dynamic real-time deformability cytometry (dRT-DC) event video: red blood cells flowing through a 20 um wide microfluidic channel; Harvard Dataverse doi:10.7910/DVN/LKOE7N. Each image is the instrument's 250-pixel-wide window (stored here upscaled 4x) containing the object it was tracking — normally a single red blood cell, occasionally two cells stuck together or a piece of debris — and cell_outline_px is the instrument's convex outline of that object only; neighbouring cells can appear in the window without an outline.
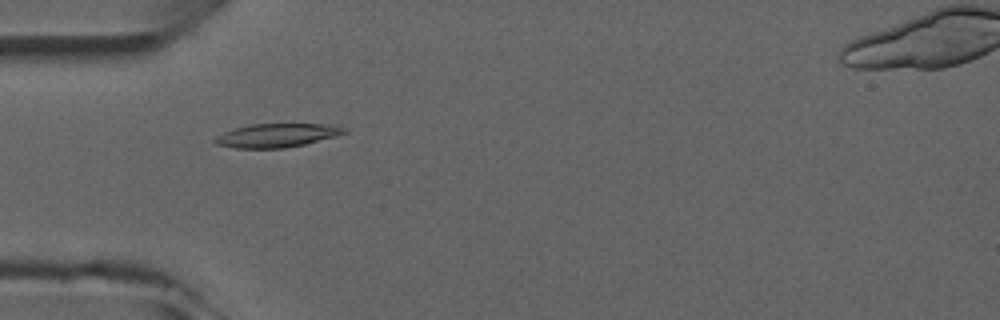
{"species": "common noctule bat (a hibernating species)", "species_latin": "Nyctalus noctula", "temperature_condition": "room temperature", "stored_images_in_passage": 7, "camera_frame_rate_fps": 3000, "um_per_image_px": 0.085, "animal": {"sex": "male", "forearm_length_mm": 52.5}, "frame": {"image": 1, "passage_image": 4, "time_ms": 4.333, "image_size_px": [1000, 320], "cell_outline_px": [[348, 132], [336, 136], [304, 144], [284, 148], [236, 148], [216, 144], [212, 140], [216, 136], [224, 132], [236, 128], [252, 124], [332, 124], [348, 128]], "centroid_in_image_um": [23.57, 11.5], "position_along_channel_um": 61.4, "area_um2": 17.8}}
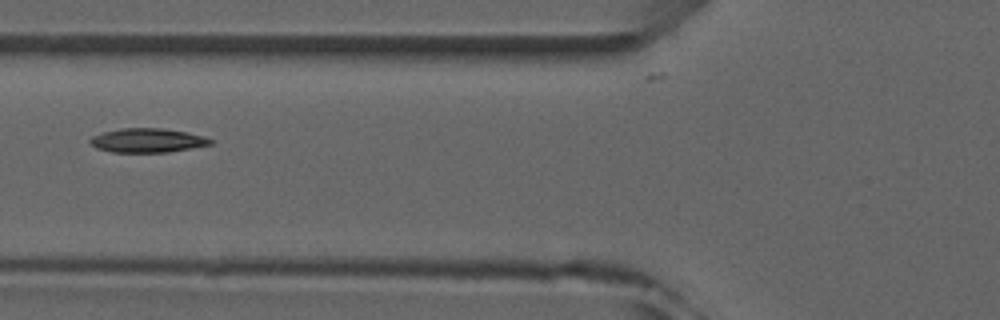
{"frame": {"image": 2, "passage_image": 5, "time_ms": 5.667, "image_size_px": [1000, 320], "cell_outline_px": [[216, 140], [212, 144], [168, 152], [112, 152], [96, 148], [88, 140], [92, 136], [104, 132], [120, 128], [164, 128], [188, 132], [204, 136]], "centroid_in_image_um": [12.56, 11.93], "position_along_channel_um": 113.2, "area_um2": 16.99}}
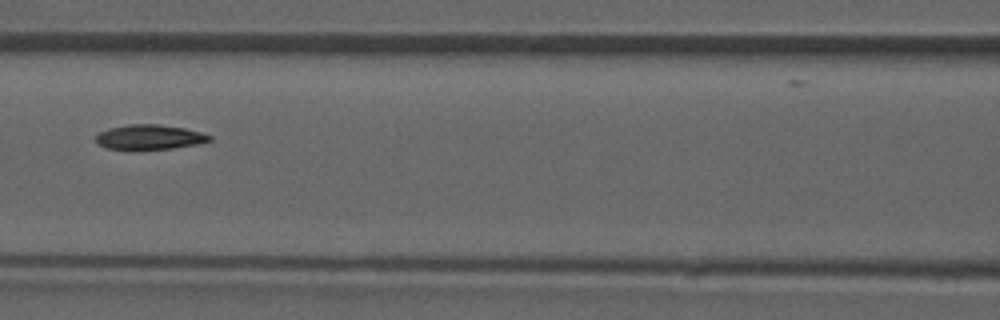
{"frame": {"image": 3, "passage_image": 6, "time_ms": 6.667, "image_size_px": [1000, 320], "cell_outline_px": [[212, 140], [200, 144], [172, 148], [104, 148], [96, 144], [96, 136], [100, 132], [108, 128], [128, 124], [156, 124], [184, 128], [200, 132], [212, 136]], "centroid_in_image_um": [12.71, 11.64], "position_along_channel_um": 153.9, "area_um2": 16.18}}